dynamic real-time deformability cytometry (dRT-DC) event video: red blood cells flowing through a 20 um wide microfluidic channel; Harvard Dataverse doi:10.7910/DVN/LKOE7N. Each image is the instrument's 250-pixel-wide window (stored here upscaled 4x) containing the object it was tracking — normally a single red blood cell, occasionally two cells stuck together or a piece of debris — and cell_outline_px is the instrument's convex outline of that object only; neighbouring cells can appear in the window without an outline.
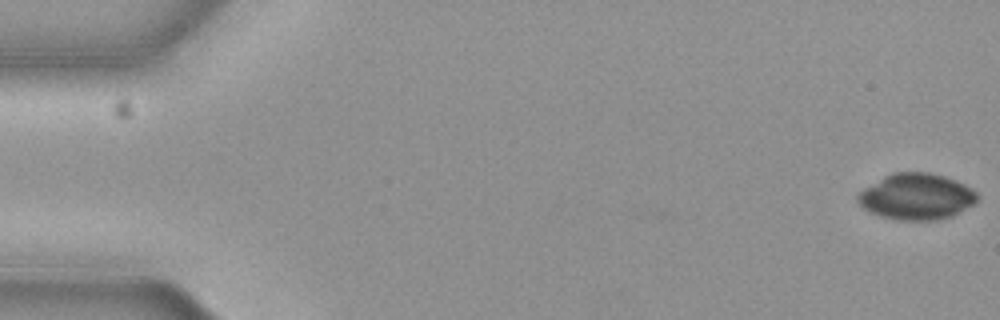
{"species": "common noctule bat (a hibernating species)", "species_latin": "Nyctalus noctula", "temperature_condition": "cold", "stored_images_in_passage": 57, "camera_frame_rate_fps": 3000, "um_per_image_px": 0.085, "animal": {"sex": "female", "body_mass_g": 19.3, "forearm_length_mm": 54.1}, "frame": {"image": 1, "passage_image": 1, "time_ms": 0.0, "image_size_px": [1000, 320], "cell_outline_px": [[976, 200], [972, 204], [952, 216], [936, 220], [900, 220], [880, 216], [868, 212], [856, 200], [856, 196], [864, 188], [884, 176], [892, 172], [928, 172], [944, 176], [956, 180], [964, 184], [976, 192]], "centroid_in_image_um": [77.86, 16.71], "position_along_channel_um": 7.1, "area_um2": 31.96}}
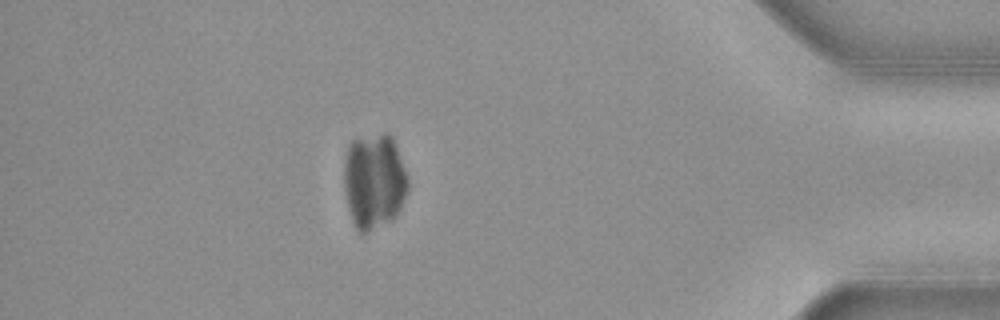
{"frame": {"image": 2, "passage_image": 50, "time_ms": 16.333, "image_size_px": [1000, 320], "cell_outline_px": [[408, 192], [396, 216], [392, 220], [364, 232], [360, 232], [356, 228], [352, 220], [348, 208], [344, 184], [344, 160], [348, 144], [352, 140], [384, 132], [392, 136], [408, 176]], "centroid_in_image_um": [31.8, 15.37], "position_along_channel_um": 403.4, "area_um2": 35.66}}